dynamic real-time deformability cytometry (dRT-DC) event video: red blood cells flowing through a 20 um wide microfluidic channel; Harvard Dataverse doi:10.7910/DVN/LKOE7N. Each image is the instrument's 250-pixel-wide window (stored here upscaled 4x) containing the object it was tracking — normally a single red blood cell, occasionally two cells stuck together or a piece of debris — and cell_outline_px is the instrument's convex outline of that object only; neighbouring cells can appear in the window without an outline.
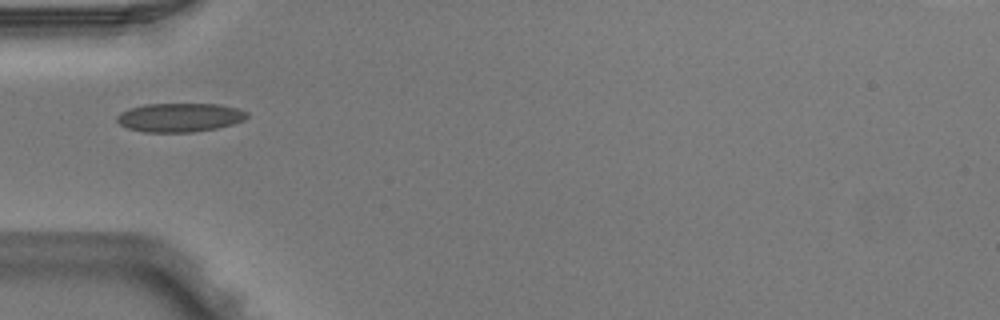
{"species": "Egyptian fruit bat (a non-hibernating species)", "species_latin": "Rousettus aegyptiacus", "temperature_condition": "warm", "stored_images_in_passage": 1, "camera_frame_rate_fps": 3000, "um_per_image_px": 0.085, "animal": {"sex": "male"}, "frame": {"image": 1, "passage_image": 1, "time_ms": 0.0, "image_size_px": [1000, 320], "cell_outline_px": [[248, 116], [244, 120], [232, 124], [216, 128], [192, 132], [144, 132], [128, 128], [120, 124], [116, 120], [116, 116], [120, 112], [128, 108], [148, 104], [220, 104], [236, 108], [248, 112]], "centroid_in_image_um": [15.26, 9.98], "position_along_channel_um": 69.7, "area_um2": 21.85}}